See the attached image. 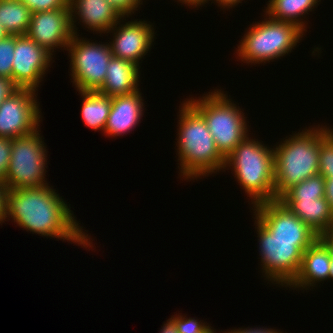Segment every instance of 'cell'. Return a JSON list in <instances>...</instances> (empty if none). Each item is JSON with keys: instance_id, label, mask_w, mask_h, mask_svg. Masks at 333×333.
Returning a JSON list of instances; mask_svg holds the SVG:
<instances>
[{"instance_id": "obj_16", "label": "cell", "mask_w": 333, "mask_h": 333, "mask_svg": "<svg viewBox=\"0 0 333 333\" xmlns=\"http://www.w3.org/2000/svg\"><path fill=\"white\" fill-rule=\"evenodd\" d=\"M141 93L138 90L129 95L111 97V109L104 129V135L116 138L117 136L130 133L137 127L145 112V103Z\"/></svg>"}, {"instance_id": "obj_20", "label": "cell", "mask_w": 333, "mask_h": 333, "mask_svg": "<svg viewBox=\"0 0 333 333\" xmlns=\"http://www.w3.org/2000/svg\"><path fill=\"white\" fill-rule=\"evenodd\" d=\"M321 0H268L263 10L270 18L292 22L307 31V21L304 19L308 12L314 11ZM315 7V8H314ZM306 14V15H305ZM304 15V16H303ZM304 18V19H303Z\"/></svg>"}, {"instance_id": "obj_3", "label": "cell", "mask_w": 333, "mask_h": 333, "mask_svg": "<svg viewBox=\"0 0 333 333\" xmlns=\"http://www.w3.org/2000/svg\"><path fill=\"white\" fill-rule=\"evenodd\" d=\"M326 126L305 127L272 146L276 200L292 186L319 174L320 142L333 130Z\"/></svg>"}, {"instance_id": "obj_9", "label": "cell", "mask_w": 333, "mask_h": 333, "mask_svg": "<svg viewBox=\"0 0 333 333\" xmlns=\"http://www.w3.org/2000/svg\"><path fill=\"white\" fill-rule=\"evenodd\" d=\"M100 43L79 34L70 40L66 51L70 57V80L76 91H97L102 86L113 55L108 41Z\"/></svg>"}, {"instance_id": "obj_29", "label": "cell", "mask_w": 333, "mask_h": 333, "mask_svg": "<svg viewBox=\"0 0 333 333\" xmlns=\"http://www.w3.org/2000/svg\"><path fill=\"white\" fill-rule=\"evenodd\" d=\"M122 17H132L143 5V0H107Z\"/></svg>"}, {"instance_id": "obj_37", "label": "cell", "mask_w": 333, "mask_h": 333, "mask_svg": "<svg viewBox=\"0 0 333 333\" xmlns=\"http://www.w3.org/2000/svg\"><path fill=\"white\" fill-rule=\"evenodd\" d=\"M177 2L182 3L183 5L186 4L187 7L189 6V8H196L199 6L202 7L203 5L205 6L206 3L209 2V0H177Z\"/></svg>"}, {"instance_id": "obj_7", "label": "cell", "mask_w": 333, "mask_h": 333, "mask_svg": "<svg viewBox=\"0 0 333 333\" xmlns=\"http://www.w3.org/2000/svg\"><path fill=\"white\" fill-rule=\"evenodd\" d=\"M255 230L259 243L260 266L264 280L287 287L296 278L303 253L317 239L275 238L256 218Z\"/></svg>"}, {"instance_id": "obj_19", "label": "cell", "mask_w": 333, "mask_h": 333, "mask_svg": "<svg viewBox=\"0 0 333 333\" xmlns=\"http://www.w3.org/2000/svg\"><path fill=\"white\" fill-rule=\"evenodd\" d=\"M280 201L319 237L333 227V211L325 197Z\"/></svg>"}, {"instance_id": "obj_10", "label": "cell", "mask_w": 333, "mask_h": 333, "mask_svg": "<svg viewBox=\"0 0 333 333\" xmlns=\"http://www.w3.org/2000/svg\"><path fill=\"white\" fill-rule=\"evenodd\" d=\"M36 92L34 89L18 88L1 102L0 137L14 139L40 129L43 118Z\"/></svg>"}, {"instance_id": "obj_2", "label": "cell", "mask_w": 333, "mask_h": 333, "mask_svg": "<svg viewBox=\"0 0 333 333\" xmlns=\"http://www.w3.org/2000/svg\"><path fill=\"white\" fill-rule=\"evenodd\" d=\"M182 102L176 137L179 177L191 181L224 171L225 158L218 151L204 117L187 100Z\"/></svg>"}, {"instance_id": "obj_25", "label": "cell", "mask_w": 333, "mask_h": 333, "mask_svg": "<svg viewBox=\"0 0 333 333\" xmlns=\"http://www.w3.org/2000/svg\"><path fill=\"white\" fill-rule=\"evenodd\" d=\"M15 35H8L0 41V77L12 80V64L14 59Z\"/></svg>"}, {"instance_id": "obj_23", "label": "cell", "mask_w": 333, "mask_h": 333, "mask_svg": "<svg viewBox=\"0 0 333 333\" xmlns=\"http://www.w3.org/2000/svg\"><path fill=\"white\" fill-rule=\"evenodd\" d=\"M325 178L316 174L289 188L278 200H315L325 197Z\"/></svg>"}, {"instance_id": "obj_27", "label": "cell", "mask_w": 333, "mask_h": 333, "mask_svg": "<svg viewBox=\"0 0 333 333\" xmlns=\"http://www.w3.org/2000/svg\"><path fill=\"white\" fill-rule=\"evenodd\" d=\"M26 5L32 13L51 11L59 8H69V0H19Z\"/></svg>"}, {"instance_id": "obj_22", "label": "cell", "mask_w": 333, "mask_h": 333, "mask_svg": "<svg viewBox=\"0 0 333 333\" xmlns=\"http://www.w3.org/2000/svg\"><path fill=\"white\" fill-rule=\"evenodd\" d=\"M32 11L19 0H0V23L9 35H26Z\"/></svg>"}, {"instance_id": "obj_14", "label": "cell", "mask_w": 333, "mask_h": 333, "mask_svg": "<svg viewBox=\"0 0 333 333\" xmlns=\"http://www.w3.org/2000/svg\"><path fill=\"white\" fill-rule=\"evenodd\" d=\"M255 217L275 238L318 239L280 200L266 201L251 207Z\"/></svg>"}, {"instance_id": "obj_5", "label": "cell", "mask_w": 333, "mask_h": 333, "mask_svg": "<svg viewBox=\"0 0 333 333\" xmlns=\"http://www.w3.org/2000/svg\"><path fill=\"white\" fill-rule=\"evenodd\" d=\"M264 19L250 24L236 49V58L247 64H266L279 60L295 49L306 33L298 25L263 15Z\"/></svg>"}, {"instance_id": "obj_11", "label": "cell", "mask_w": 333, "mask_h": 333, "mask_svg": "<svg viewBox=\"0 0 333 333\" xmlns=\"http://www.w3.org/2000/svg\"><path fill=\"white\" fill-rule=\"evenodd\" d=\"M53 56L27 35H15L12 81L18 88L38 91ZM52 62V63H51Z\"/></svg>"}, {"instance_id": "obj_35", "label": "cell", "mask_w": 333, "mask_h": 333, "mask_svg": "<svg viewBox=\"0 0 333 333\" xmlns=\"http://www.w3.org/2000/svg\"><path fill=\"white\" fill-rule=\"evenodd\" d=\"M329 248L331 255L333 256V227L330 228L326 233L319 237Z\"/></svg>"}, {"instance_id": "obj_26", "label": "cell", "mask_w": 333, "mask_h": 333, "mask_svg": "<svg viewBox=\"0 0 333 333\" xmlns=\"http://www.w3.org/2000/svg\"><path fill=\"white\" fill-rule=\"evenodd\" d=\"M171 318L174 320L178 333H210L214 328L204 320H198L192 317H186L182 313L173 315Z\"/></svg>"}, {"instance_id": "obj_6", "label": "cell", "mask_w": 333, "mask_h": 333, "mask_svg": "<svg viewBox=\"0 0 333 333\" xmlns=\"http://www.w3.org/2000/svg\"><path fill=\"white\" fill-rule=\"evenodd\" d=\"M203 95L186 100L204 117L218 151L226 158L249 135L247 117L222 89Z\"/></svg>"}, {"instance_id": "obj_24", "label": "cell", "mask_w": 333, "mask_h": 333, "mask_svg": "<svg viewBox=\"0 0 333 333\" xmlns=\"http://www.w3.org/2000/svg\"><path fill=\"white\" fill-rule=\"evenodd\" d=\"M319 174L333 177V130L320 142Z\"/></svg>"}, {"instance_id": "obj_1", "label": "cell", "mask_w": 333, "mask_h": 333, "mask_svg": "<svg viewBox=\"0 0 333 333\" xmlns=\"http://www.w3.org/2000/svg\"><path fill=\"white\" fill-rule=\"evenodd\" d=\"M49 185L8 190L7 220L11 219L22 230L41 234L47 239H63L81 245L86 250L92 249L93 239L79 225L70 204Z\"/></svg>"}, {"instance_id": "obj_40", "label": "cell", "mask_w": 333, "mask_h": 333, "mask_svg": "<svg viewBox=\"0 0 333 333\" xmlns=\"http://www.w3.org/2000/svg\"><path fill=\"white\" fill-rule=\"evenodd\" d=\"M214 330H216V329H213L210 333H216V331H214ZM221 333V332H220ZM224 333V332H223Z\"/></svg>"}, {"instance_id": "obj_13", "label": "cell", "mask_w": 333, "mask_h": 333, "mask_svg": "<svg viewBox=\"0 0 333 333\" xmlns=\"http://www.w3.org/2000/svg\"><path fill=\"white\" fill-rule=\"evenodd\" d=\"M26 35L52 56L56 48L66 50L74 36L70 8L32 13Z\"/></svg>"}, {"instance_id": "obj_39", "label": "cell", "mask_w": 333, "mask_h": 333, "mask_svg": "<svg viewBox=\"0 0 333 333\" xmlns=\"http://www.w3.org/2000/svg\"><path fill=\"white\" fill-rule=\"evenodd\" d=\"M333 280V256L331 255V262H330V273L328 280Z\"/></svg>"}, {"instance_id": "obj_18", "label": "cell", "mask_w": 333, "mask_h": 333, "mask_svg": "<svg viewBox=\"0 0 333 333\" xmlns=\"http://www.w3.org/2000/svg\"><path fill=\"white\" fill-rule=\"evenodd\" d=\"M140 67L130 61L112 56L106 76L97 92L109 97L129 95L138 90Z\"/></svg>"}, {"instance_id": "obj_17", "label": "cell", "mask_w": 333, "mask_h": 333, "mask_svg": "<svg viewBox=\"0 0 333 333\" xmlns=\"http://www.w3.org/2000/svg\"><path fill=\"white\" fill-rule=\"evenodd\" d=\"M331 253L326 244L318 238L303 253L302 263L294 281L288 286L291 290H311L320 282L328 280L330 273Z\"/></svg>"}, {"instance_id": "obj_15", "label": "cell", "mask_w": 333, "mask_h": 333, "mask_svg": "<svg viewBox=\"0 0 333 333\" xmlns=\"http://www.w3.org/2000/svg\"><path fill=\"white\" fill-rule=\"evenodd\" d=\"M68 4L74 34H79L76 25L78 20L93 34L96 32L101 36L102 33L107 34L122 18L107 0H69Z\"/></svg>"}, {"instance_id": "obj_36", "label": "cell", "mask_w": 333, "mask_h": 333, "mask_svg": "<svg viewBox=\"0 0 333 333\" xmlns=\"http://www.w3.org/2000/svg\"><path fill=\"white\" fill-rule=\"evenodd\" d=\"M161 328L159 333H178L176 324L171 317L166 320V323L164 322L163 327Z\"/></svg>"}, {"instance_id": "obj_30", "label": "cell", "mask_w": 333, "mask_h": 333, "mask_svg": "<svg viewBox=\"0 0 333 333\" xmlns=\"http://www.w3.org/2000/svg\"><path fill=\"white\" fill-rule=\"evenodd\" d=\"M17 89L18 87L13 83L11 79L6 77H0V104Z\"/></svg>"}, {"instance_id": "obj_28", "label": "cell", "mask_w": 333, "mask_h": 333, "mask_svg": "<svg viewBox=\"0 0 333 333\" xmlns=\"http://www.w3.org/2000/svg\"><path fill=\"white\" fill-rule=\"evenodd\" d=\"M11 138L0 137V184L5 185V176L10 163Z\"/></svg>"}, {"instance_id": "obj_8", "label": "cell", "mask_w": 333, "mask_h": 333, "mask_svg": "<svg viewBox=\"0 0 333 333\" xmlns=\"http://www.w3.org/2000/svg\"><path fill=\"white\" fill-rule=\"evenodd\" d=\"M40 132L38 129L29 135L12 139L10 163L5 176L8 190L48 184L45 178L48 151Z\"/></svg>"}, {"instance_id": "obj_34", "label": "cell", "mask_w": 333, "mask_h": 333, "mask_svg": "<svg viewBox=\"0 0 333 333\" xmlns=\"http://www.w3.org/2000/svg\"><path fill=\"white\" fill-rule=\"evenodd\" d=\"M209 1H212V3H217L216 5L218 7H221L223 9H230V8H233L237 5H239V3H242L243 0H209ZM214 1V2H213Z\"/></svg>"}, {"instance_id": "obj_38", "label": "cell", "mask_w": 333, "mask_h": 333, "mask_svg": "<svg viewBox=\"0 0 333 333\" xmlns=\"http://www.w3.org/2000/svg\"><path fill=\"white\" fill-rule=\"evenodd\" d=\"M9 34L5 31L4 27L0 23V41L5 39Z\"/></svg>"}, {"instance_id": "obj_32", "label": "cell", "mask_w": 333, "mask_h": 333, "mask_svg": "<svg viewBox=\"0 0 333 333\" xmlns=\"http://www.w3.org/2000/svg\"><path fill=\"white\" fill-rule=\"evenodd\" d=\"M264 327H255V328H249V327H247V328H240L239 327V329H233L232 328V330L230 329L229 331H223L224 333H282V331H278V330H276V329H272V328H264Z\"/></svg>"}, {"instance_id": "obj_31", "label": "cell", "mask_w": 333, "mask_h": 333, "mask_svg": "<svg viewBox=\"0 0 333 333\" xmlns=\"http://www.w3.org/2000/svg\"><path fill=\"white\" fill-rule=\"evenodd\" d=\"M7 193L8 188L4 184H0V224L7 220Z\"/></svg>"}, {"instance_id": "obj_4", "label": "cell", "mask_w": 333, "mask_h": 333, "mask_svg": "<svg viewBox=\"0 0 333 333\" xmlns=\"http://www.w3.org/2000/svg\"><path fill=\"white\" fill-rule=\"evenodd\" d=\"M247 135L225 158V169L233 176L251 200L256 204L276 200L274 187V149L263 141ZM232 167V168H231Z\"/></svg>"}, {"instance_id": "obj_21", "label": "cell", "mask_w": 333, "mask_h": 333, "mask_svg": "<svg viewBox=\"0 0 333 333\" xmlns=\"http://www.w3.org/2000/svg\"><path fill=\"white\" fill-rule=\"evenodd\" d=\"M82 97L81 117L84 124L94 131L104 133L111 109V97L97 91H77Z\"/></svg>"}, {"instance_id": "obj_12", "label": "cell", "mask_w": 333, "mask_h": 333, "mask_svg": "<svg viewBox=\"0 0 333 333\" xmlns=\"http://www.w3.org/2000/svg\"><path fill=\"white\" fill-rule=\"evenodd\" d=\"M125 18V19H124ZM122 17L107 33L113 35L109 41L111 53L114 57L140 64L145 55L151 50L156 32L153 23L138 19L127 21ZM124 20V21H123ZM122 22V23H121ZM121 24V25H120ZM118 26V27H117Z\"/></svg>"}, {"instance_id": "obj_33", "label": "cell", "mask_w": 333, "mask_h": 333, "mask_svg": "<svg viewBox=\"0 0 333 333\" xmlns=\"http://www.w3.org/2000/svg\"><path fill=\"white\" fill-rule=\"evenodd\" d=\"M325 199L333 211V177H325Z\"/></svg>"}]
</instances>
